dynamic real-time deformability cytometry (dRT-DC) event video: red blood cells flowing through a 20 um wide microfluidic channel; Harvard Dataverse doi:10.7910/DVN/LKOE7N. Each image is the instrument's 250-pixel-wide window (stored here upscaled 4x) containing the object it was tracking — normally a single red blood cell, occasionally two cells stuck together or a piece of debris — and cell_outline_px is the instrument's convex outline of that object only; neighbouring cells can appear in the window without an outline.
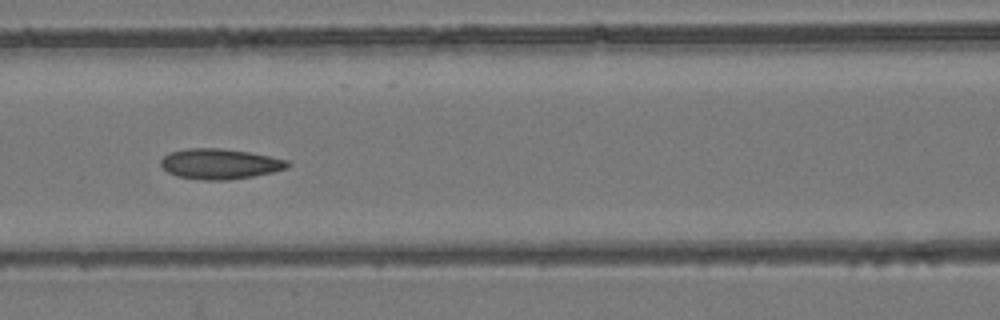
{"species": "common noctule bat (a hibernating species)", "species_latin": "Nyctalus noctula", "temperature_condition": "room temperature", "stored_images_in_passage": 5, "camera_frame_rate_fps": 3000, "um_per_image_px": 0.085, "animal": {"sex": "female", "body_mass_g": 24.6, "forearm_length_mm": 56.2}, "frame": {"image": 1, "passage_image": 3, "time_ms": 2.0, "image_size_px": [1000, 320], "cell_outline_px": [[292, 164], [288, 168], [272, 172], [252, 176], [228, 180], [204, 180], [176, 176], [168, 172], [160, 164], [160, 160], [168, 152], [188, 148], [220, 148], [248, 152], [288, 160]], "centroid_in_image_um": [18.68, 13.93], "position_along_channel_um": 147.9, "area_um2": 22.43}}
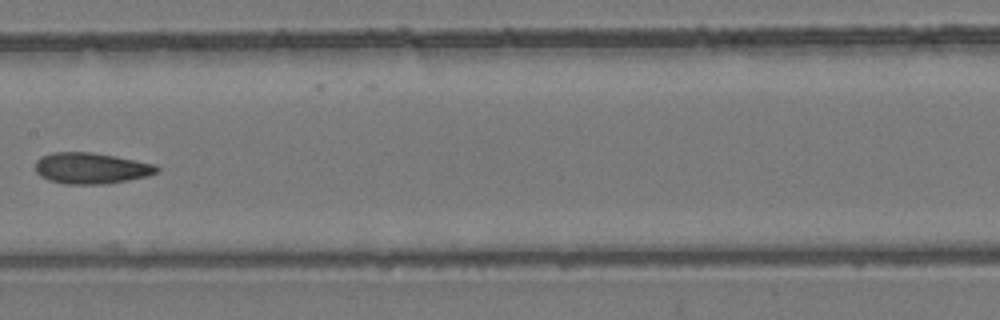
{"frame": {"image": 2, "passage_image": 4, "time_ms": 3.333, "image_size_px": [1000, 320], "cell_outline_px": [[160, 168], [156, 172], [148, 176], [108, 184], [64, 184], [48, 180], [40, 176], [36, 172], [36, 160], [40, 156], [52, 152], [92, 152], [156, 164]], "centroid_in_image_um": [7.72, 14.3], "position_along_channel_um": 199.7, "area_um2": 22.14}}
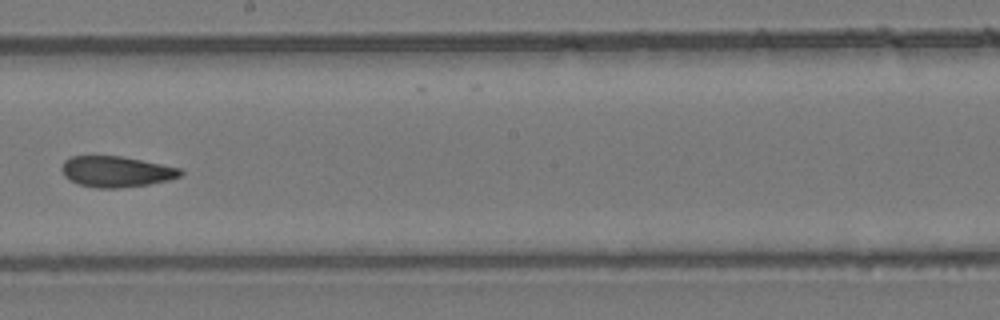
{"frame": {"image": 3, "passage_image": 5, "time_ms": 4.333, "image_size_px": [1000, 320], "cell_outline_px": [[184, 172], [180, 176], [168, 180], [148, 184], [120, 188], [96, 188], [80, 184], [68, 180], [64, 176], [60, 168], [64, 160], [72, 156], [120, 156], [180, 168]], "centroid_in_image_um": [9.84, 14.59], "position_along_channel_um": 238.4, "area_um2": 21.27}}